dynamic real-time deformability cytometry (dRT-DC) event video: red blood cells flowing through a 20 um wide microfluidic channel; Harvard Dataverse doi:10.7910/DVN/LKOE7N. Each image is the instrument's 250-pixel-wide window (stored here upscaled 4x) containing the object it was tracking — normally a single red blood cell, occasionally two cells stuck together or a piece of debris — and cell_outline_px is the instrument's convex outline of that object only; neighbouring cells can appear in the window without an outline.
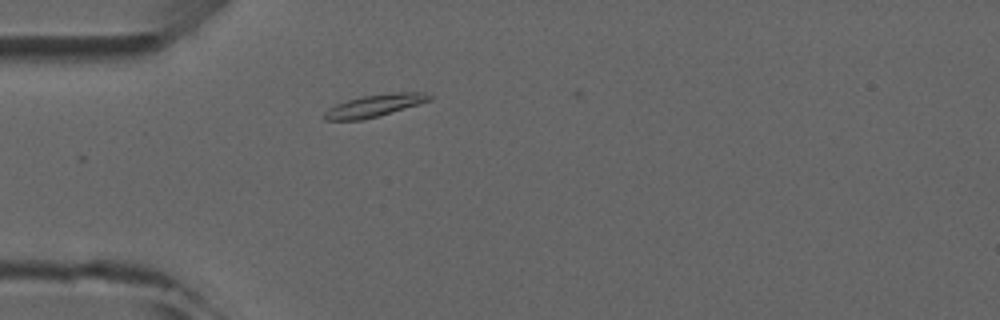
{"species": "common noctule bat (a hibernating species)", "species_latin": "Nyctalus noctula", "temperature_condition": "room temperature", "stored_images_in_passage": 1, "camera_frame_rate_fps": 3000, "um_per_image_px": 0.085, "animal": {"sex": "male", "forearm_length_mm": 52.5}, "frame": {"image": 1, "passage_image": 1, "time_ms": 0.0, "image_size_px": [1000, 320], "cell_outline_px": [[432, 100], [376, 116], [360, 120], [324, 120], [324, 112], [328, 108], [336, 104], [348, 100], [364, 96], [392, 92], [424, 92], [432, 96]], "centroid_in_image_um": [31.83, 8.96], "position_along_channel_um": 53.2, "area_um2": 13.35}}